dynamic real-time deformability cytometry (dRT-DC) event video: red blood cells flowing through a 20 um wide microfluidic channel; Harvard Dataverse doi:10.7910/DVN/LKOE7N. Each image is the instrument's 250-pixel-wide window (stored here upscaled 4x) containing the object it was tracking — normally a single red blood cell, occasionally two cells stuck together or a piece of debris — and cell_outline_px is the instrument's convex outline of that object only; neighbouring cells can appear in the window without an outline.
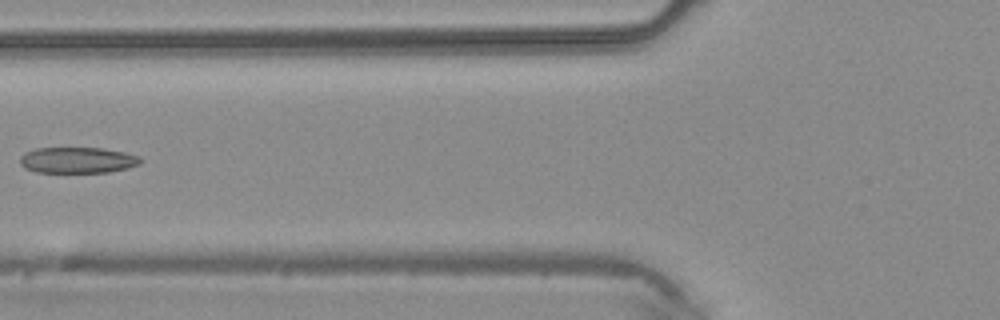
{"species": "common noctule bat (a hibernating species)", "species_latin": "Nyctalus noctula", "temperature_condition": "warm", "stored_images_in_passage": 5, "camera_frame_rate_fps": 3000, "um_per_image_px": 0.085, "animal": {"sex": "male", "body_mass_g": 20.4}, "frame": {"image": 1, "passage_image": 5, "time_ms": 1.333, "image_size_px": [1000, 320], "cell_outline_px": [[144, 160], [140, 164], [128, 168], [108, 172], [36, 172], [24, 168], [20, 164], [20, 156], [24, 152], [36, 148], [100, 148], [124, 152], [140, 156]], "centroid_in_image_um": [6.6, 13.61], "position_along_channel_um": 119.2, "area_um2": 18.38}}